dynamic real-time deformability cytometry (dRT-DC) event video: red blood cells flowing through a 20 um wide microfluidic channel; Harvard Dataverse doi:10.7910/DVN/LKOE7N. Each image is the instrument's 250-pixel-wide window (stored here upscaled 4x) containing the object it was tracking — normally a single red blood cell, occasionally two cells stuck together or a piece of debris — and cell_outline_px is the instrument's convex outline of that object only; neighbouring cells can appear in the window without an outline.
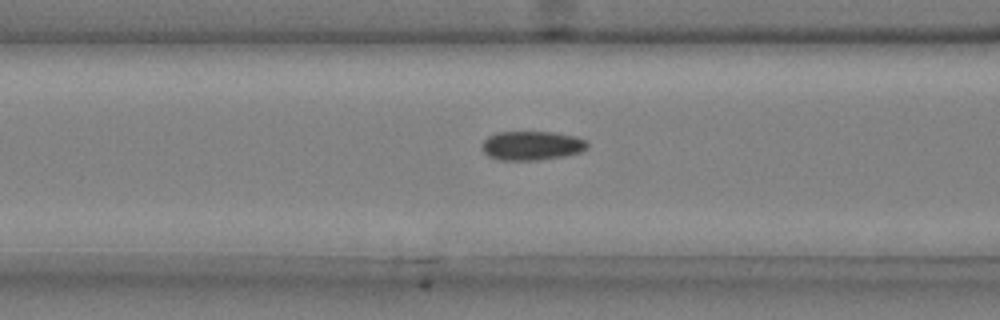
{"species": "common noctule bat (a hibernating species)", "species_latin": "Nyctalus noctula", "temperature_condition": "cold", "stored_images_in_passage": 36, "camera_frame_rate_fps": 3000, "um_per_image_px": 0.085, "animal": {"sex": "male", "body_mass_g": 20.4}, "frame": {"image": 1, "passage_image": 8, "time_ms": 2.333, "image_size_px": [1000, 320], "cell_outline_px": [[588, 148], [580, 152], [568, 156], [536, 160], [500, 160], [488, 156], [480, 148], [484, 140], [488, 136], [496, 132], [556, 132], [576, 136], [584, 140], [588, 144]], "centroid_in_image_um": [45.2, 12.38], "position_along_channel_um": 121.4, "area_um2": 18.09}}
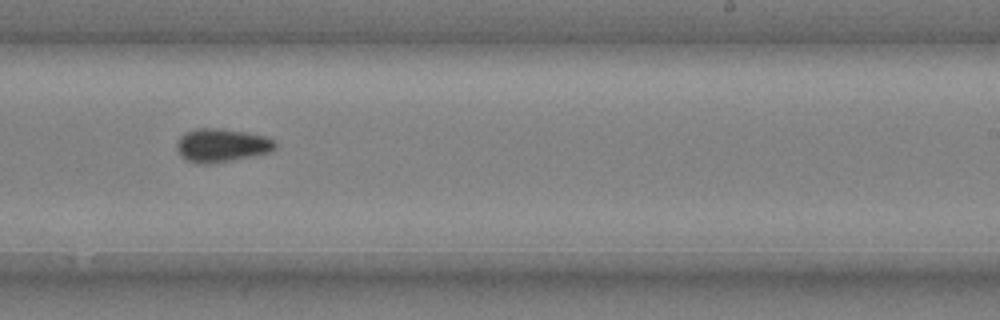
{"frame": {"image": 2, "passage_image": 20, "time_ms": 6.333, "image_size_px": [1000, 320], "cell_outline_px": [[276, 148], [272, 152], [212, 164], [196, 164], [188, 160], [176, 148], [176, 144], [180, 136], [184, 132], [196, 128], [216, 128], [244, 132], [264, 136], [272, 140], [276, 144]], "centroid_in_image_um": [18.83, 12.35], "position_along_channel_um": 270.2, "area_um2": 19.07}}
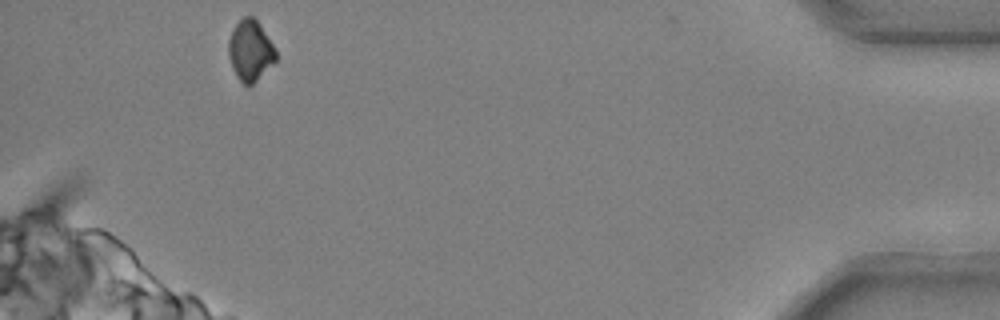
{"frame": {"image": 3, "passage_image": 36, "time_ms": 11.667, "image_size_px": [1000, 320], "cell_outline_px": [[276, 60], [248, 88], [236, 76], [232, 68], [228, 56], [228, 40], [236, 24], [244, 16], [252, 16], [260, 24], [276, 48]], "centroid_in_image_um": [21.27, 4.3], "position_along_channel_um": 413.9, "area_um2": 16.7}, "authors_computed_cell_mechanics": {"area_um2": 18.0336, "velocity_mm_per_s": 3.7254, "shape_relaxation_time_tau1_ms": null, "shape_relaxation_time_tau2_ms": 7.0719, "deformation_change_tau1": null, "deformation_change_tau2": 0.0894}}